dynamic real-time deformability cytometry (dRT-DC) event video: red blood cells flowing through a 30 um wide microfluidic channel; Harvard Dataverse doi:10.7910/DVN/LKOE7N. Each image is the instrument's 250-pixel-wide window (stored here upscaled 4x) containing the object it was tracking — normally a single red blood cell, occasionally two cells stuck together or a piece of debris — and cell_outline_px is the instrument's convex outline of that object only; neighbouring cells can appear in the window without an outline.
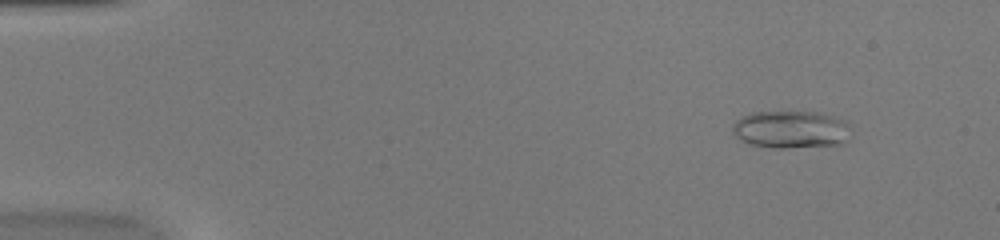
{"species": "common noctule bat (a hibernating species)", "species_latin": "Nyctalus noctula", "temperature_condition": "warm", "stored_images_in_passage": 50, "camera_frame_rate_fps": 3000, "um_per_image_px": 0.085, "animal": {"sex": "female", "body_mass_g": 20.0, "forearm_length_mm": 54.0}, "frame": {"image": 1, "passage_image": 4, "time_ms": 1.0, "image_size_px": [1000, 240], "cell_outline_px": [[852, 136], [848, 140], [840, 144], [788, 148], [772, 148], [748, 144], [740, 140], [732, 132], [732, 124], [740, 116], [752, 112], [816, 112], [832, 116], [844, 120], [848, 124]], "centroid_in_image_um": [67.21, 11.01], "position_along_channel_um": 17.8, "area_um2": 26.24}}
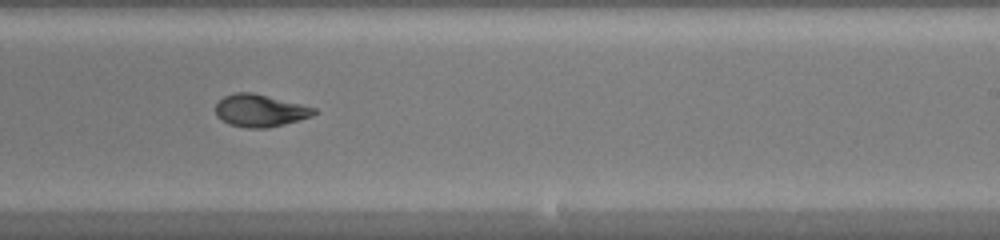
{"frame": {"image": 2, "passage_image": 31, "time_ms": 10.0, "image_size_px": [1000, 240], "cell_outline_px": [[316, 112], [312, 116], [300, 120], [268, 128], [248, 128], [228, 124], [220, 120], [216, 116], [216, 104], [224, 96], [236, 92], [252, 92], [316, 108]], "centroid_in_image_um": [22.08, 9.41], "position_along_channel_um": 266.9, "area_um2": 18.55}}
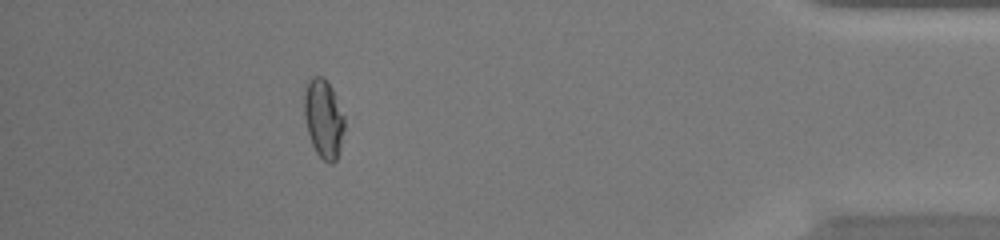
{"frame": {"image": 3, "passage_image": 45, "time_ms": 14.667, "image_size_px": [1000, 240], "cell_outline_px": [[344, 128], [340, 152], [336, 160], [332, 164], [328, 164], [316, 152], [312, 144], [308, 132], [304, 116], [304, 88], [308, 80], [312, 76], [324, 76], [332, 88], [344, 116]], "centroid_in_image_um": [27.5, 10.07], "position_along_channel_um": 407.7, "area_um2": 18.67}, "authors_computed_cell_mechanics": {"area_um2": 18.8428, "velocity_mm_per_s": 4.0331, "shape_relaxation_time_tau1_ms": null, "shape_relaxation_time_tau2_ms": 1.739, "deformation_change_tau1": null, "deformation_change_tau2": 0.0701}}